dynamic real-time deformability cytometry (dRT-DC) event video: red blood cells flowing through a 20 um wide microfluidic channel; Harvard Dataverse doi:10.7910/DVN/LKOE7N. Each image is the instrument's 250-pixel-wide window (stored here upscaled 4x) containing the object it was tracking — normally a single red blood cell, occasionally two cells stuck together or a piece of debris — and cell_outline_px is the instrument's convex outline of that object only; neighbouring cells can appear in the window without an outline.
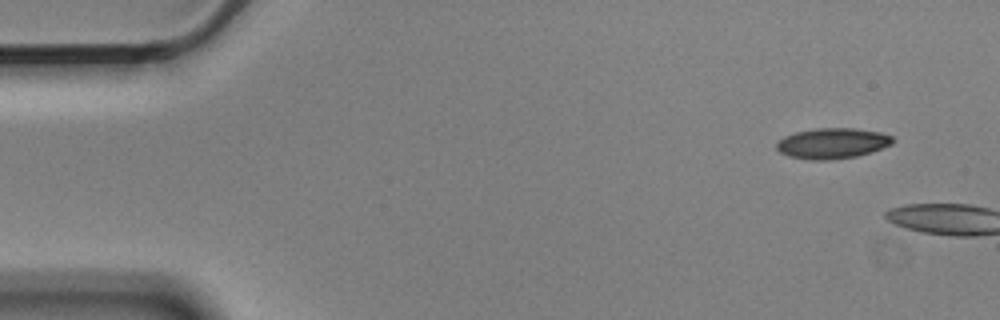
{"species": "Egyptian fruit bat (a non-hibernating species)", "species_latin": "Rousettus aegyptiacus", "temperature_condition": "cold", "stored_images_in_passage": 2, "camera_frame_rate_fps": 3000, "um_per_image_px": 0.085, "animal": {"sex": "male"}, "frame": {"image": 1, "passage_image": 1, "time_ms": 0.0, "image_size_px": [1000, 320], "cell_outline_px": [[896, 140], [892, 144], [872, 152], [856, 156], [828, 160], [812, 160], [788, 156], [780, 152], [776, 148], [776, 144], [784, 136], [796, 132], [816, 128], [856, 128], [880, 132], [892, 136]], "centroid_in_image_um": [70.77, 12.18], "position_along_channel_um": 14.2, "area_um2": 20.75}}